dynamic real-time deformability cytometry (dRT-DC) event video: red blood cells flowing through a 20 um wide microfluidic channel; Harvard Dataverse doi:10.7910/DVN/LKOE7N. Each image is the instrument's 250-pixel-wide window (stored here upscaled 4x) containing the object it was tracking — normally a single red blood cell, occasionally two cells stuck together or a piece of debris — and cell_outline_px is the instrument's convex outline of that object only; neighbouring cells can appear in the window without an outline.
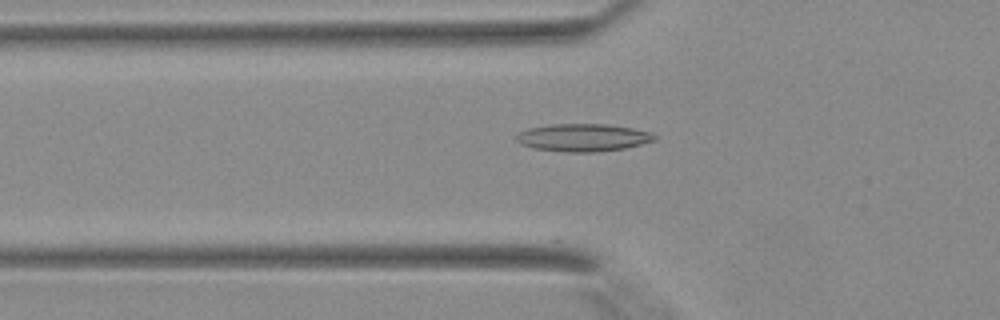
{"species": "Egyptian fruit bat (a non-hibernating species)", "species_latin": "Rousettus aegyptiacus", "temperature_condition": "warm", "stored_images_in_passage": 27, "camera_frame_rate_fps": 3000, "um_per_image_px": 0.085, "animal": {"sex": "female"}, "frame": {"image": 1, "passage_image": 5, "time_ms": 1.333, "image_size_px": [1000, 320], "cell_outline_px": [[656, 140], [624, 148], [596, 152], [564, 152], [532, 148], [520, 144], [516, 140], [516, 136], [520, 132], [528, 128], [552, 124], [608, 124], [632, 128], [652, 132], [656, 136]], "centroid_in_image_um": [49.55, 11.69], "position_along_channel_um": 76.3, "area_um2": 22.31}}
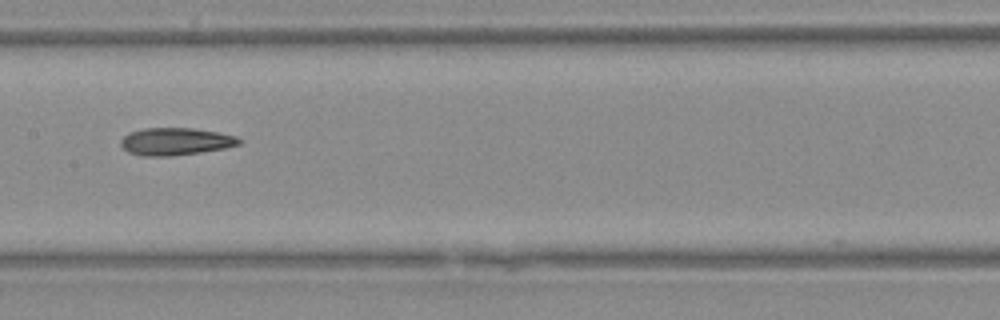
{"frame": {"image": 2, "passage_image": 12, "time_ms": 3.667, "image_size_px": [1000, 320], "cell_outline_px": [[240, 144], [224, 148], [200, 152], [172, 156], [140, 156], [128, 152], [120, 144], [120, 140], [128, 132], [144, 128], [192, 128], [216, 132], [236, 136], [240, 140]], "centroid_in_image_um": [14.87, 12.03], "position_along_channel_um": 192.5, "area_um2": 18.84}}
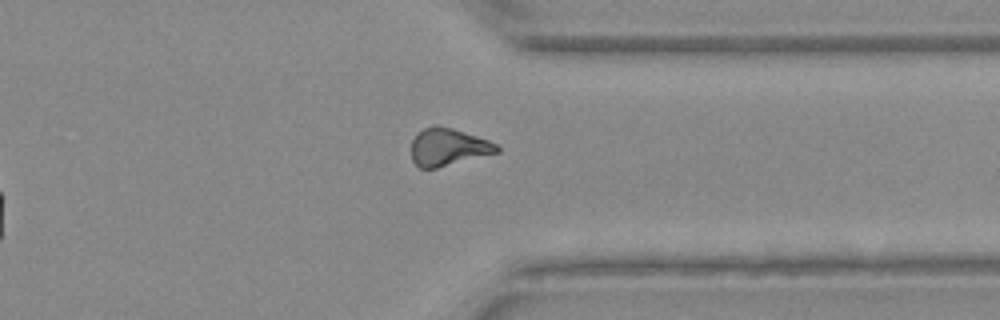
{"frame": {"image": 3, "passage_image": 23, "time_ms": 7.333, "image_size_px": [1000, 320], "cell_outline_px": [[500, 152], [436, 168], [420, 168], [412, 160], [412, 140], [424, 128], [436, 124], [452, 128], [488, 140], [496, 144], [500, 148]], "centroid_in_image_um": [38.1, 12.5], "position_along_channel_um": 373.3, "area_um2": 18.5}}